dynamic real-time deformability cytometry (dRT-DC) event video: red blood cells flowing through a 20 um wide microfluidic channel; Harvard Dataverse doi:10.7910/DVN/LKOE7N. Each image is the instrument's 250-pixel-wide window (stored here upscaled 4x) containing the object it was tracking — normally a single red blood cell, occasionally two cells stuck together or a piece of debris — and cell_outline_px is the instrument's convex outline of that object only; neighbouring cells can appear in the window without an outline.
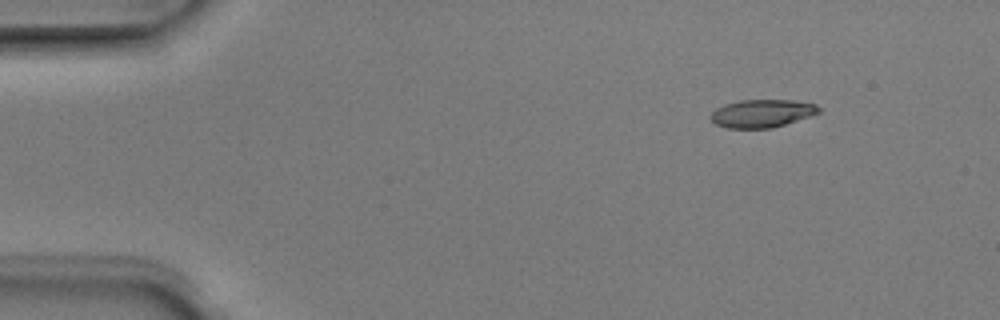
{"species": "Egyptian fruit bat (a non-hibernating species)", "species_latin": "Rousettus aegyptiacus", "temperature_condition": "room temperature", "stored_images_in_passage": 4, "camera_frame_rate_fps": 3000, "um_per_image_px": 0.085, "animal": {"sex": "male"}, "frame": {"image": 1, "passage_image": 2, "time_ms": 0.333, "image_size_px": [1000, 320], "cell_outline_px": [[820, 112], [772, 128], [728, 128], [716, 124], [708, 116], [716, 108], [724, 104], [740, 100], [792, 100], [816, 104], [820, 108]], "centroid_in_image_um": [64.73, 9.63], "position_along_channel_um": 20.3, "area_um2": 17.46}}